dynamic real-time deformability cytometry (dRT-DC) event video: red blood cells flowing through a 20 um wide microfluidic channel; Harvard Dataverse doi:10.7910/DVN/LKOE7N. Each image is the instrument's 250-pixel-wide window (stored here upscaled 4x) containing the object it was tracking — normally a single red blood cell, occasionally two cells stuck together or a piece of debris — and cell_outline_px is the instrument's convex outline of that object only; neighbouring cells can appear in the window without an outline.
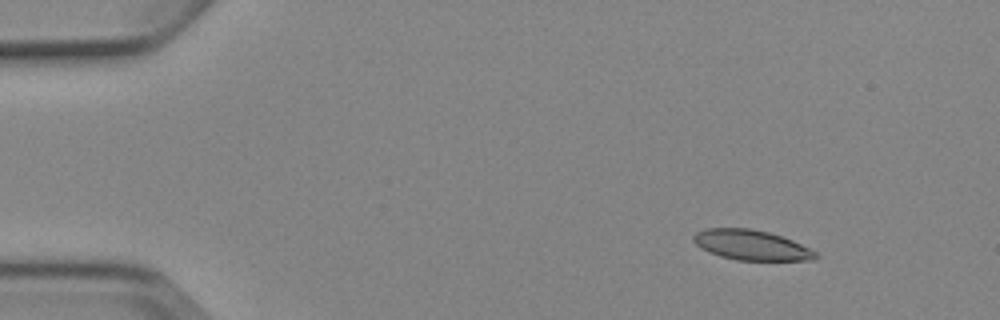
{"species": "Egyptian fruit bat (a non-hibernating species)", "species_latin": "Rousettus aegyptiacus", "temperature_condition": "cold", "stored_images_in_passage": 4, "camera_frame_rate_fps": 3000, "um_per_image_px": 0.085, "animal": {"sex": "female"}, "frame": {"image": 1, "passage_image": 2, "time_ms": 1.0, "image_size_px": [1000, 320], "cell_outline_px": [[820, 256], [812, 260], [736, 260], [720, 256], [696, 244], [692, 240], [692, 236], [696, 232], [704, 228], [752, 228], [768, 232], [792, 240], [816, 252]], "centroid_in_image_um": [63.85, 20.82], "position_along_channel_um": 21.1, "area_um2": 21.21}}